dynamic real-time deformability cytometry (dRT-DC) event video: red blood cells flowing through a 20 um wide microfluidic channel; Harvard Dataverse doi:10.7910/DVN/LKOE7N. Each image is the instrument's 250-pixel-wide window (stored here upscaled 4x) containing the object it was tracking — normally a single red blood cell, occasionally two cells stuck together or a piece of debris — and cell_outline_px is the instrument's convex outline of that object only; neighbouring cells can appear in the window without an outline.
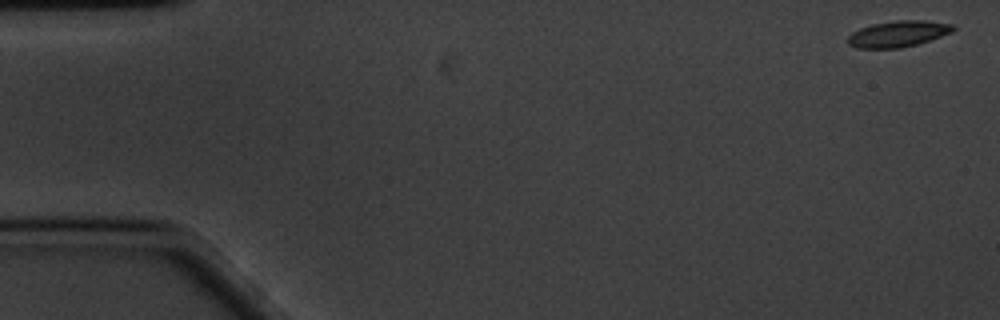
{"species": "common noctule bat (a hibernating species)", "species_latin": "Nyctalus noctula", "temperature_condition": "cold", "stored_images_in_passage": 58, "camera_frame_rate_fps": 3000, "um_per_image_px": 0.085, "animal": {"sex": "male", "body_mass_g": 20.1, "forearm_length_mm": 53.5}, "frame": {"image": 1, "passage_image": 1, "time_ms": 0.0, "image_size_px": [1000, 320], "cell_outline_px": [[956, 28], [952, 32], [916, 44], [900, 48], [856, 48], [848, 44], [848, 36], [852, 32], [860, 28], [872, 24], [896, 20], [924, 20], [952, 24]], "centroid_in_image_um": [76.31, 2.87], "position_along_channel_um": 8.7, "area_um2": 15.95}}
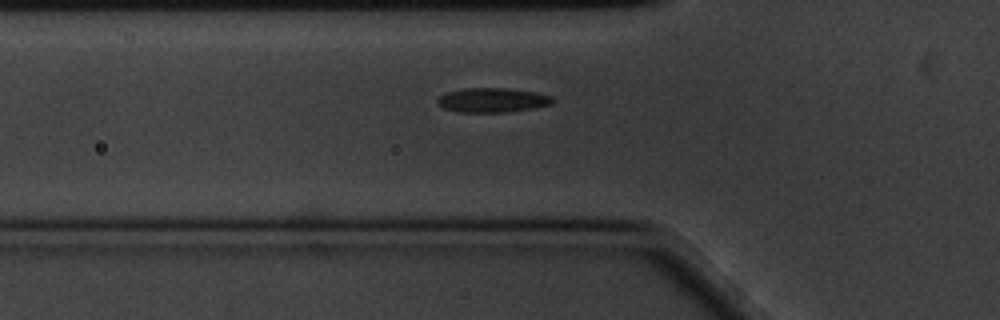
{"frame": {"image": 2, "passage_image": 19, "time_ms": 6.0, "image_size_px": [1000, 320], "cell_outline_px": [[556, 100], [552, 104], [536, 108], [504, 112], [456, 112], [444, 108], [436, 100], [444, 92], [464, 88], [508, 88], [536, 92], [552, 96]], "centroid_in_image_um": [41.89, 8.5], "position_along_channel_um": 83.9, "area_um2": 16.59}}
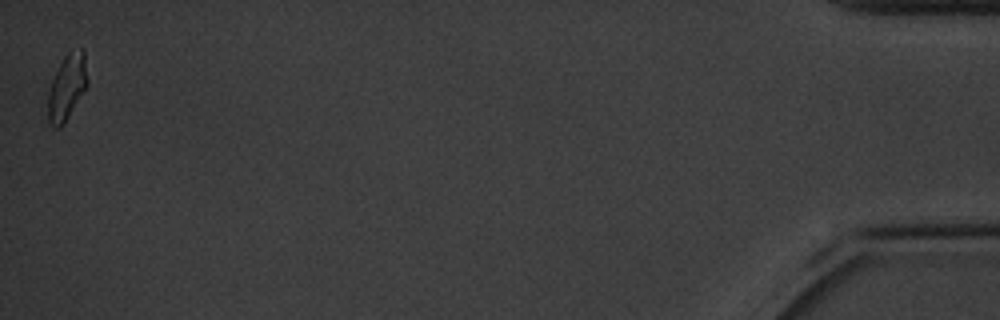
{"frame": {"image": 3, "passage_image": 58, "time_ms": 19.0, "image_size_px": [1000, 320], "cell_outline_px": [[88, 84], [84, 92], [64, 124], [60, 128], [52, 128], [48, 124], [44, 80], [64, 56], [68, 52], [80, 48], [84, 48], [88, 80]], "centroid_in_image_um": [5.57, 7.4], "position_along_channel_um": 429.6, "area_um2": 16.82}, "authors_computed_cell_mechanics": {"area_um2": 16.0973, "velocity_mm_per_s": 3.3785, "shape_relaxation_time_tau1_ms": 3.3453, "shape_relaxation_time_tau2_ms": 1.9135, "deformation_change_tau1": 0.0937, "deformation_change_tau2": 0.0571}}